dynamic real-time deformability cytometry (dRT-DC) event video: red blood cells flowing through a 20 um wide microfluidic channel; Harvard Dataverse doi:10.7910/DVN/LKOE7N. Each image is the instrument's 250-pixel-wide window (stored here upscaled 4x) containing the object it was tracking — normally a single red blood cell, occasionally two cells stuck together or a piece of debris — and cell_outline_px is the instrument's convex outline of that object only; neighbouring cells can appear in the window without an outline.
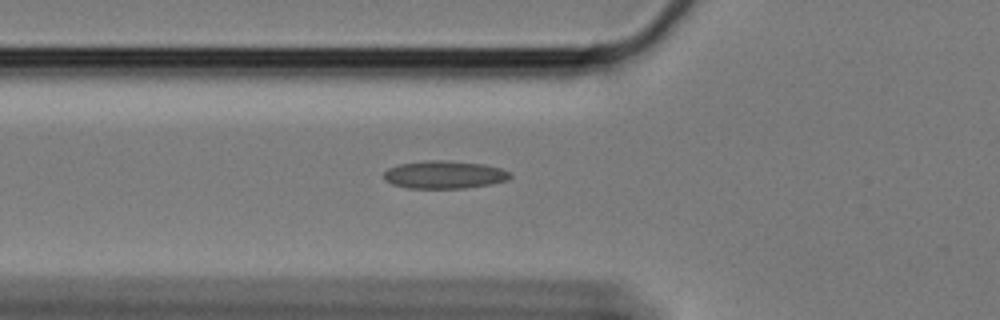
{"species": "Egyptian fruit bat (a non-hibernating species)", "species_latin": "Rousettus aegyptiacus", "temperature_condition": "cold", "stored_images_in_passage": 34, "camera_frame_rate_fps": 3000, "um_per_image_px": 0.085, "animal": {"sex": "female"}, "frame": {"image": 1, "passage_image": 2, "time_ms": 0.333, "image_size_px": [1000, 320], "cell_outline_px": [[512, 176], [508, 180], [492, 184], [468, 188], [408, 188], [392, 184], [384, 180], [384, 172], [388, 168], [400, 164], [424, 160], [448, 160], [484, 164], [500, 168], [512, 172]], "centroid_in_image_um": [37.8, 14.84], "position_along_channel_um": 88.0, "area_um2": 20.75}}
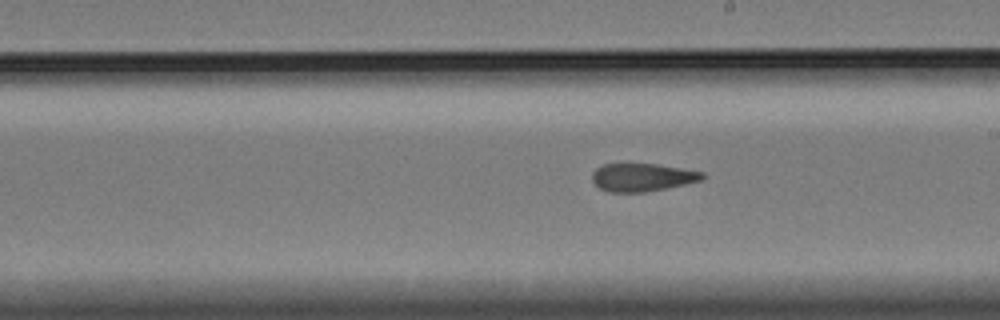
{"frame": {"image": 2, "passage_image": 15, "time_ms": 4.667, "image_size_px": [1000, 320], "cell_outline_px": [[708, 176], [704, 180], [644, 192], [608, 192], [600, 188], [592, 180], [592, 172], [596, 168], [604, 164], [656, 164], [704, 172]], "centroid_in_image_um": [54.62, 15.07], "position_along_channel_um": 234.4, "area_um2": 17.92}}
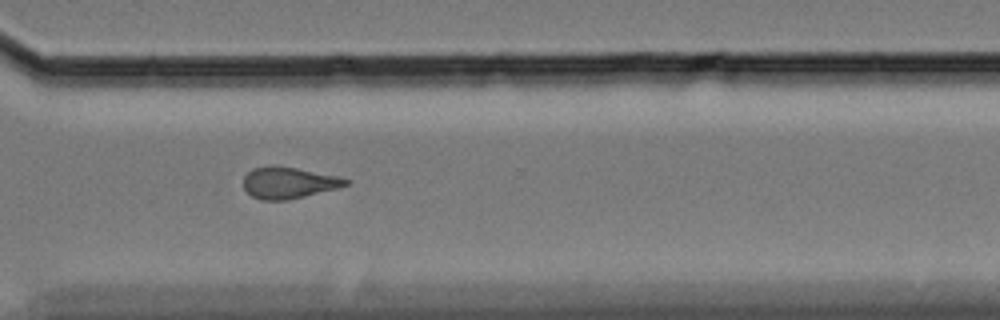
{"frame": {"image": 3, "passage_image": 25, "time_ms": 8.0, "image_size_px": [1000, 320], "cell_outline_px": [[352, 180], [348, 184], [336, 188], [288, 200], [264, 200], [252, 196], [244, 188], [244, 176], [252, 168], [268, 164], [272, 164], [296, 168], [340, 176]], "centroid_in_image_um": [24.53, 15.5], "position_along_channel_um": 346.1, "area_um2": 18.84}}